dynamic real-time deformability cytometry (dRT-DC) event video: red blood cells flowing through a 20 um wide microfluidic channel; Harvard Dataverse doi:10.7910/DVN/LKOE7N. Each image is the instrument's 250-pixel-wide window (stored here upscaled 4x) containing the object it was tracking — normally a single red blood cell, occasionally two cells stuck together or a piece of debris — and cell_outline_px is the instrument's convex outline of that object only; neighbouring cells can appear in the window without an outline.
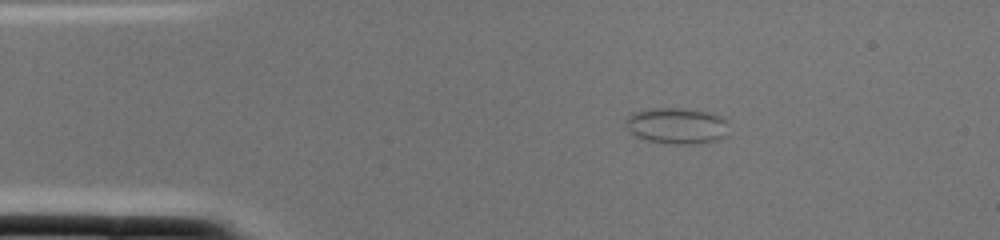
{"species": "common noctule bat (a hibernating species)", "species_latin": "Nyctalus noctula", "temperature_condition": "cold", "stored_images_in_passage": 1, "camera_frame_rate_fps": 3000, "um_per_image_px": 0.085, "animal": {"sex": "female", "body_mass_g": 22.0, "forearm_length_mm": 56.7}, "frame": {"image": 1, "passage_image": 1, "time_ms": 0.0, "image_size_px": [1000, 240], "cell_outline_px": [[728, 136], [720, 140], [696, 144], [676, 144], [644, 140], [632, 136], [624, 128], [624, 124], [628, 116], [632, 112], [644, 108], [688, 108], [708, 112], [720, 116], [728, 120]], "centroid_in_image_um": [57.5, 10.69], "position_along_channel_um": 27.5, "area_um2": 22.6}}